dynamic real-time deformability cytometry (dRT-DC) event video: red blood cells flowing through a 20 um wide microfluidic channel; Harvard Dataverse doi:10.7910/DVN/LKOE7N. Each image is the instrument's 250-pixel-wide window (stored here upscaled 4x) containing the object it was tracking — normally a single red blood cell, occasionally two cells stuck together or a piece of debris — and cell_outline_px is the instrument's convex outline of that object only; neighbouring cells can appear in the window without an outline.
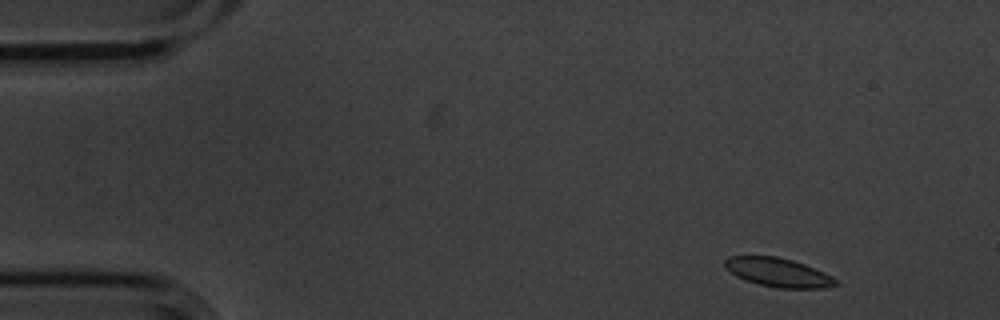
{"species": "common noctule bat (a hibernating species)", "species_latin": "Nyctalus noctula", "temperature_condition": "cold", "stored_images_in_passage": 5, "segment_of_instrument_passage": [1, 2], "camera_frame_rate_fps": 3000, "um_per_image_px": 0.085, "animal": {"sex": "male", "body_mass_g": 20.1, "forearm_length_mm": 53.5}, "frame": {"image": 1, "passage_image": 1, "time_ms": 0.0, "image_size_px": [1000, 320], "cell_outline_px": [[840, 284], [824, 288], [776, 288], [760, 284], [736, 276], [724, 268], [724, 260], [728, 256], [776, 256], [792, 260], [804, 264], [824, 272], [832, 276]], "centroid_in_image_um": [66.14, 23.15], "position_along_channel_um": 18.9, "area_um2": 18.61}}
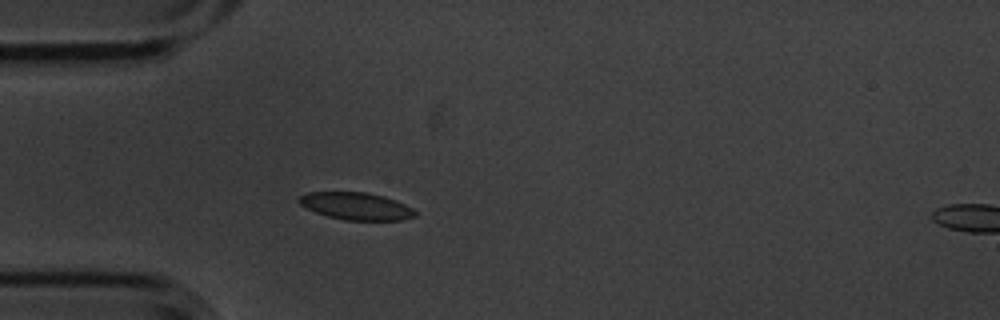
{"frame": {"image": 2, "passage_image": 4, "time_ms": 1.0, "image_size_px": [1000, 320], "cell_outline_px": [[416, 216], [404, 220], [344, 220], [328, 216], [316, 212], [300, 204], [296, 200], [300, 196], [308, 192], [364, 192], [384, 196], [404, 204], [412, 208], [416, 212]], "centroid_in_image_um": [30.28, 17.52], "position_along_channel_um": 54.7, "area_um2": 18.38}}